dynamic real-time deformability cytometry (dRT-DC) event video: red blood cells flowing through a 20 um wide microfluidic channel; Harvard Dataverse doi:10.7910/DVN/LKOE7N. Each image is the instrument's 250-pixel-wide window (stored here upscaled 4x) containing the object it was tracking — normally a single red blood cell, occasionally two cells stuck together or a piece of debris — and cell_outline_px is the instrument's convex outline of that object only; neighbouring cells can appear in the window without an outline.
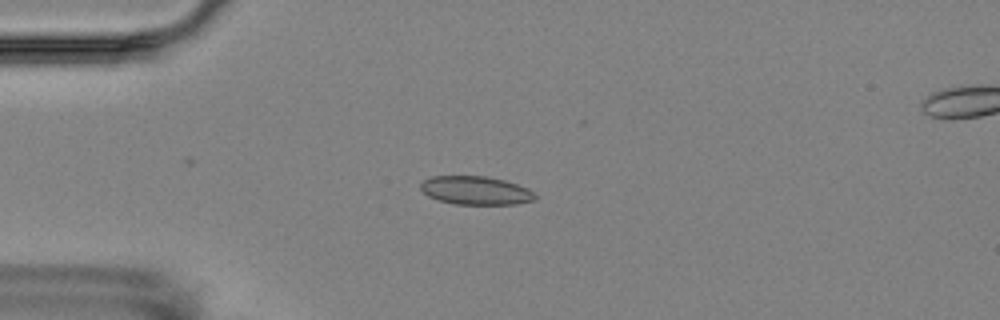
{"species": "Egyptian fruit bat (a non-hibernating species)", "species_latin": "Rousettus aegyptiacus", "temperature_condition": "room temperature", "stored_images_in_passage": 17, "segment_of_instrument_passage": [1, 2], "camera_frame_rate_fps": 3000, "um_per_image_px": 0.085, "animal": {"sex": "female"}, "frame": {"image": 1, "passage_image": 4, "time_ms": 3.667, "image_size_px": [1000, 320], "cell_outline_px": [[536, 200], [516, 204], [452, 204], [428, 196], [420, 188], [420, 184], [424, 180], [432, 176], [484, 176], [504, 180], [528, 188], [536, 196]], "centroid_in_image_um": [40.43, 16.19], "position_along_channel_um": 44.6, "area_um2": 18.9}}
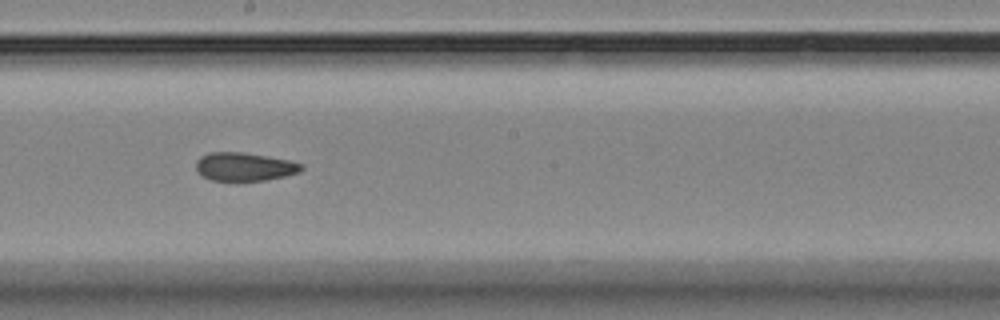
{"frame": {"image": 2, "passage_image": 9, "time_ms": 9.333, "image_size_px": [1000, 320], "cell_outline_px": [[304, 168], [300, 172], [284, 176], [264, 180], [212, 180], [196, 172], [196, 160], [200, 156], [208, 152], [244, 152], [268, 156], [288, 160], [304, 164]], "centroid_in_image_um": [20.77, 14.15], "position_along_channel_um": 227.4, "area_um2": 17.46}}
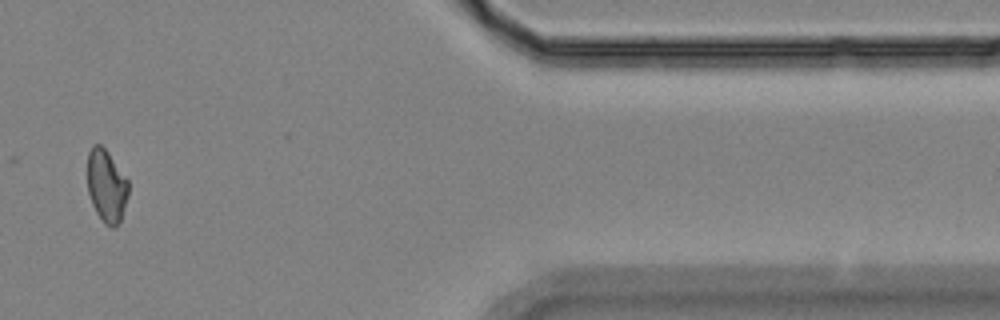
{"frame": {"image": 3, "passage_image": 14, "time_ms": 15.333, "image_size_px": [1000, 320], "cell_outline_px": [[128, 196], [120, 220], [116, 228], [112, 228], [104, 224], [96, 212], [92, 204], [88, 192], [88, 152], [92, 144], [100, 144], [108, 152], [128, 180]], "centroid_in_image_um": [9.05, 15.81], "position_along_channel_um": 402.4, "area_um2": 17.34}}